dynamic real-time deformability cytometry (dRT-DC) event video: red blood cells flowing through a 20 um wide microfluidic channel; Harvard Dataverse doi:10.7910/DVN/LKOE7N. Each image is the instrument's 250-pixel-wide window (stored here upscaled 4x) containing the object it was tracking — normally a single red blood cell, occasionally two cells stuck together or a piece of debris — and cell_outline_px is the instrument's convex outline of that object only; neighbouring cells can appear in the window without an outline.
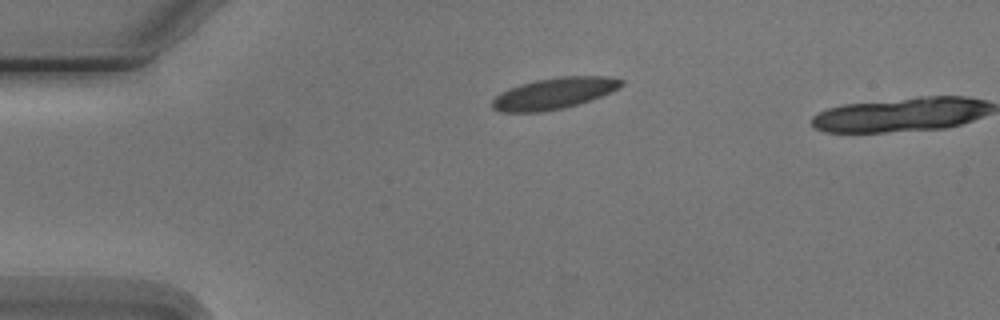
{"species": "Egyptian fruit bat (a non-hibernating species)", "species_latin": "Rousettus aegyptiacus", "temperature_condition": "cold", "stored_images_in_passage": 2, "camera_frame_rate_fps": 3000, "um_per_image_px": 0.085, "animal": {"sex": "male"}, "frame": {"image": 1, "passage_image": 1, "time_ms": 0.0, "image_size_px": [1000, 320], "cell_outline_px": [[624, 84], [612, 92], [564, 108], [540, 112], [504, 112], [492, 108], [492, 100], [500, 92], [508, 88], [520, 84], [536, 80], [560, 76], [612, 76], [624, 80]], "centroid_in_image_um": [47.1, 7.92], "position_along_channel_um": 37.9, "area_um2": 23.52}}